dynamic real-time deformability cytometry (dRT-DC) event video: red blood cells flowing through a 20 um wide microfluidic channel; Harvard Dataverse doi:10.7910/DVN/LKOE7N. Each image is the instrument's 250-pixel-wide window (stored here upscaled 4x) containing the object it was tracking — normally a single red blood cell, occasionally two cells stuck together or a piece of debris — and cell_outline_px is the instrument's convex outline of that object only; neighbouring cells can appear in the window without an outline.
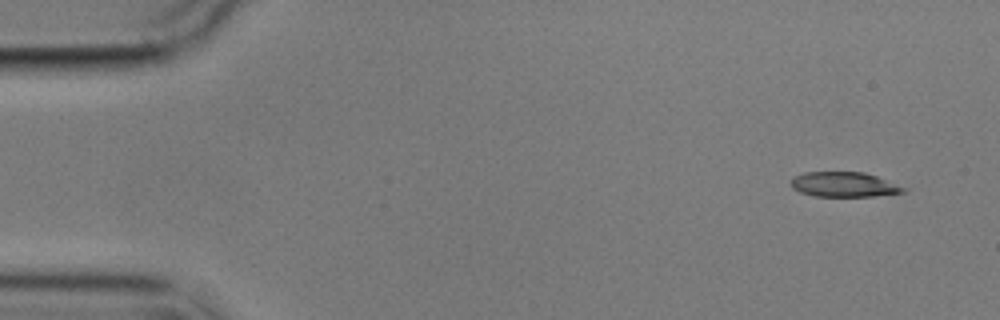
{"species": "common noctule bat (a hibernating species)", "species_latin": "Nyctalus noctula", "temperature_condition": "cold", "stored_images_in_passage": 5, "camera_frame_rate_fps": 3000, "um_per_image_px": 0.085, "animal": {"sex": "male", "body_mass_g": 17.9}, "frame": {"image": 1, "passage_image": 1, "time_ms": 0.0, "image_size_px": [1000, 320], "cell_outline_px": [[908, 188], [904, 192], [872, 196], [812, 196], [800, 192], [792, 188], [792, 176], [804, 172], [864, 172], [876, 176]], "centroid_in_image_um": [71.72, 15.68], "position_along_channel_um": 13.3, "area_um2": 16.3}}